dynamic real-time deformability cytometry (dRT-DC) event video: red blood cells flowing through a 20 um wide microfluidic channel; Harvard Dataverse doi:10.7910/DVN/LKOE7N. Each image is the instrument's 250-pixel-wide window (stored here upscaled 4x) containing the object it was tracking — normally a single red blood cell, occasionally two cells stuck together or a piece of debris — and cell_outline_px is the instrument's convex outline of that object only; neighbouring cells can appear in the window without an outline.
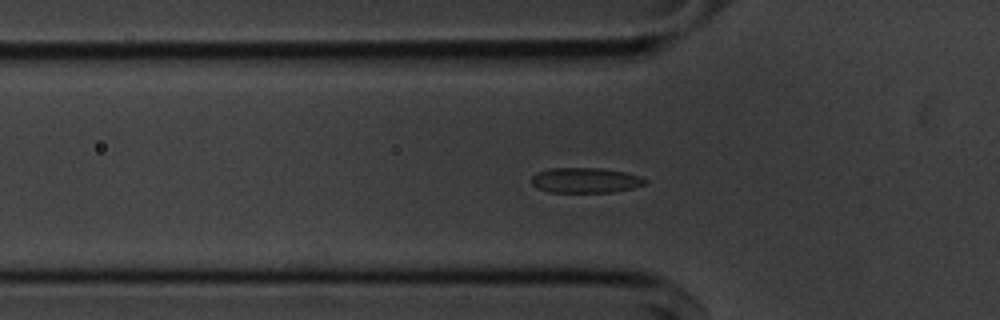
{"species": "common noctule bat (a hibernating species)", "species_latin": "Nyctalus noctula", "temperature_condition": "cold", "stored_images_in_passage": 55, "segment_of_instrument_passage": [1, 2], "camera_frame_rate_fps": 3000, "um_per_image_px": 0.085, "animal": {"sex": "male", "body_mass_g": 20.1, "forearm_length_mm": 53.5}, "frame": {"image": 1, "passage_image": 17, "time_ms": 5.333, "image_size_px": [1000, 320], "cell_outline_px": [[648, 184], [632, 188], [612, 192], [548, 192], [536, 188], [532, 184], [532, 176], [536, 172], [548, 168], [600, 168], [624, 172], [640, 176], [648, 180]], "centroid_in_image_um": [49.75, 15.32], "position_along_channel_um": 76.0, "area_um2": 16.82}}
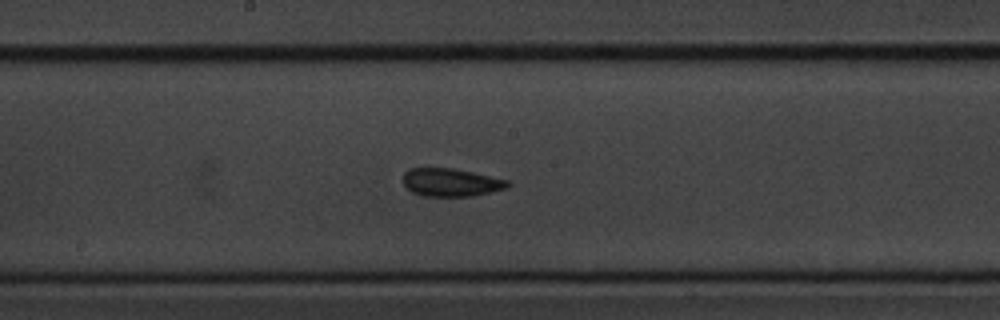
{"frame": {"image": 2, "passage_image": 28, "time_ms": 9.0, "image_size_px": [1000, 320], "cell_outline_px": [[512, 184], [508, 188], [492, 192], [472, 196], [420, 196], [412, 192], [404, 184], [404, 172], [408, 168], [452, 168], [472, 172], [508, 180]], "centroid_in_image_um": [38.35, 15.51], "position_along_channel_um": 209.9, "area_um2": 17.17}}
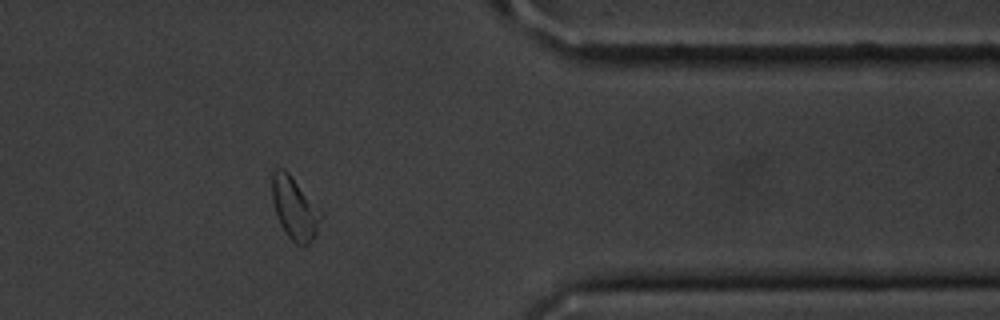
{"frame": {"image": 3, "passage_image": 44, "time_ms": 14.333, "image_size_px": [1000, 320], "cell_outline_px": [[320, 216], [316, 236], [304, 248], [296, 244], [288, 236], [280, 224], [276, 216], [272, 200], [272, 172], [276, 168], [284, 168], [288, 172], [320, 208]], "centroid_in_image_um": [25.02, 17.71], "position_along_channel_um": 386.4, "area_um2": 17.8}}